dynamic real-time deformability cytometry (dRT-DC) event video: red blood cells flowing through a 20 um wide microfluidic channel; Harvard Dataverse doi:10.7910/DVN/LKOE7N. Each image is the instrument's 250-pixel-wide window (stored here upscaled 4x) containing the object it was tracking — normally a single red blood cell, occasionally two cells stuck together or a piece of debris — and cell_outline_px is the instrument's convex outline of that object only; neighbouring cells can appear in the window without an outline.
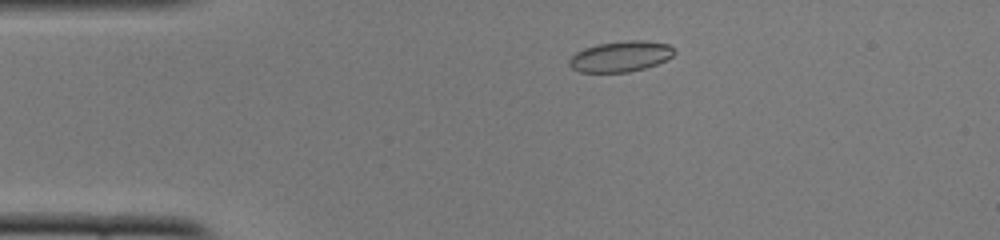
{"species": "common noctule bat (a hibernating species)", "species_latin": "Nyctalus noctula", "temperature_condition": "cold", "stored_images_in_passage": 47, "camera_frame_rate_fps": 3000, "um_per_image_px": 0.085, "animal": {"sex": "female", "body_mass_g": 22.0, "forearm_length_mm": 56.7}, "frame": {"image": 1, "passage_image": 6, "time_ms": 1.667, "image_size_px": [1000, 240], "cell_outline_px": [[676, 52], [672, 56], [656, 64], [644, 68], [628, 72], [580, 72], [572, 68], [568, 64], [568, 60], [576, 52], [584, 48], [596, 44], [628, 40], [644, 40], [668, 44]], "centroid_in_image_um": [52.72, 4.79], "position_along_channel_um": 32.3, "area_um2": 18.73}}
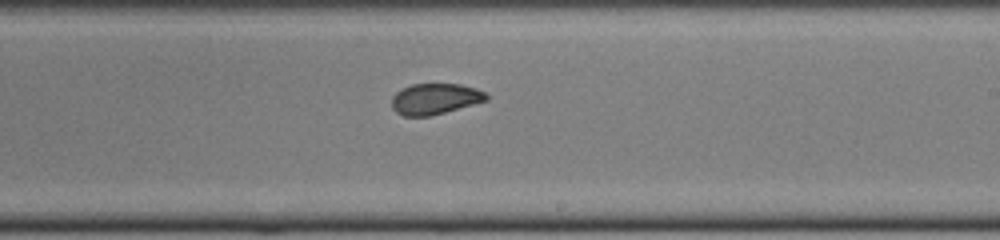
{"frame": {"image": 2, "passage_image": 26, "time_ms": 8.333, "image_size_px": [1000, 240], "cell_outline_px": [[488, 100], [444, 112], [428, 116], [404, 116], [396, 112], [392, 108], [392, 96], [400, 88], [412, 84], [460, 84], [476, 88], [488, 92]], "centroid_in_image_um": [36.97, 8.39], "position_along_channel_um": 252.0, "area_um2": 17.11}}
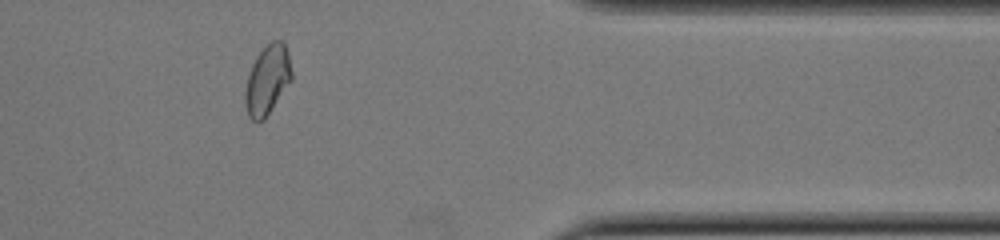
{"frame": {"image": 3, "passage_image": 38, "time_ms": 12.333, "image_size_px": [1000, 240], "cell_outline_px": [[292, 80], [264, 120], [252, 120], [248, 116], [244, 104], [244, 92], [248, 76], [252, 64], [256, 56], [272, 40], [280, 40], [284, 44], [288, 52], [292, 72]], "centroid_in_image_um": [22.72, 6.81], "position_along_channel_um": 388.7, "area_um2": 18.79}, "authors_computed_cell_mechanics": {"area_um2": 18.3804, "velocity_mm_per_s": 3.9202, "shape_relaxation_time_tau1_ms": null, "shape_relaxation_time_tau2_ms": 1.5591, "deformation_change_tau1": null, "deformation_change_tau2": 0.0669}}